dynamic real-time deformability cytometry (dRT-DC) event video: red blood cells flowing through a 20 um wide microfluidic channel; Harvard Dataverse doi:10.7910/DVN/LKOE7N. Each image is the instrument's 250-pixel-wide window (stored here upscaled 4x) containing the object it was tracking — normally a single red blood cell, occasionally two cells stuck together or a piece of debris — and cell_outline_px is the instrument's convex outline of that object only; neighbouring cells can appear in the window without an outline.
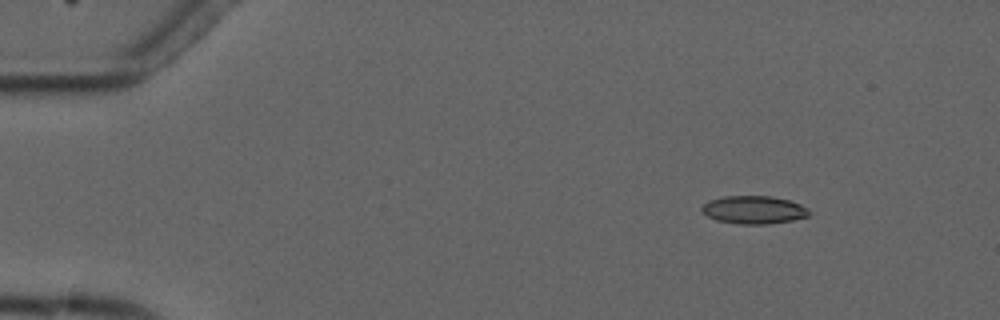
{"species": "common noctule bat (a hibernating species)", "species_latin": "Nyctalus noctula", "temperature_condition": "cold", "stored_images_in_passage": 10, "camera_frame_rate_fps": 3000, "um_per_image_px": 0.085, "animal": {"sex": "male", "forearm_length_mm": 52.5}, "frame": {"image": 1, "passage_image": 2, "time_ms": 1.333, "image_size_px": [1000, 320], "cell_outline_px": [[808, 216], [792, 220], [768, 224], [740, 224], [716, 220], [708, 216], [700, 208], [708, 200], [724, 196], [772, 196], [788, 200], [800, 204], [808, 208]], "centroid_in_image_um": [64.06, 17.83], "position_along_channel_um": 20.9, "area_um2": 17.4}}
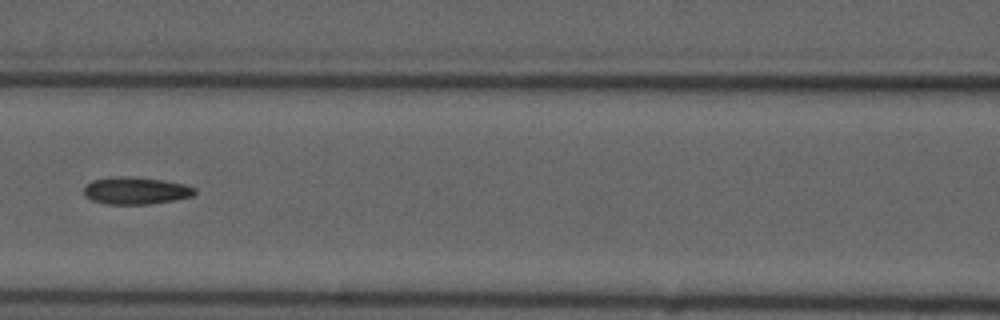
{"frame": {"image": 2, "passage_image": 7, "time_ms": 7.333, "image_size_px": [1000, 320], "cell_outline_px": [[196, 192], [192, 196], [176, 200], [152, 204], [104, 204], [92, 200], [84, 196], [84, 188], [92, 180], [164, 180], [184, 184], [196, 188]], "centroid_in_image_um": [11.61, 16.28], "position_along_channel_um": 155.0, "area_um2": 16.53}}
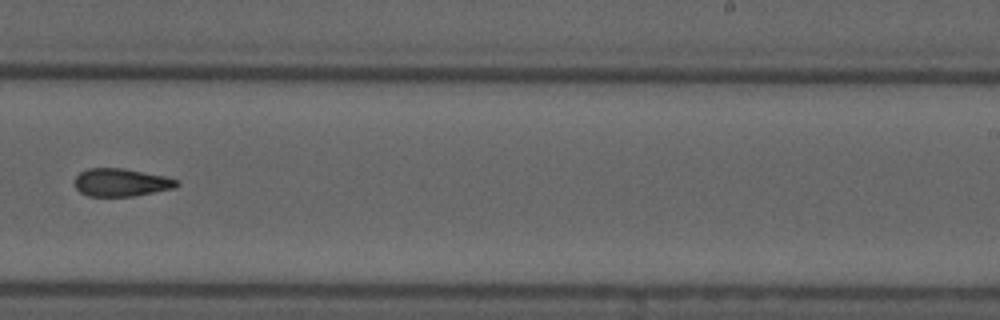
{"frame": {"image": 3, "passage_image": 10, "time_ms": 10.667, "image_size_px": [1000, 320], "cell_outline_px": [[180, 184], [176, 188], [132, 196], [88, 196], [80, 192], [76, 188], [76, 176], [80, 172], [88, 168], [124, 168], [164, 176], [176, 180]], "centroid_in_image_um": [10.3, 15.5], "position_along_channel_um": 278.7, "area_um2": 16.47}}